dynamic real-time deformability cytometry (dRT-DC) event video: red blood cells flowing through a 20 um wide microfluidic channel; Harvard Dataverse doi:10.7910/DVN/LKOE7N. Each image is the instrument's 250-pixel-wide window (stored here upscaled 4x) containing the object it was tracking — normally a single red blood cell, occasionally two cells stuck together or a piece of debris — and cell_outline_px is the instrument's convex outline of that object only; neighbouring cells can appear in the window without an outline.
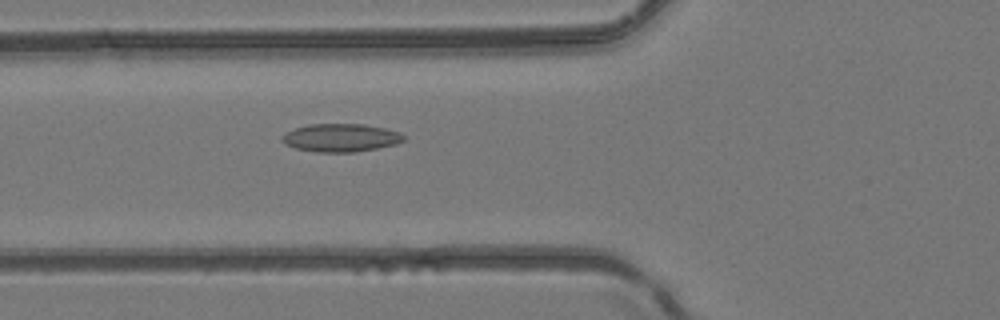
{"species": "common noctule bat (a hibernating species)", "species_latin": "Nyctalus noctula", "temperature_condition": "room temperature", "stored_images_in_passage": 51, "camera_frame_rate_fps": 3000, "um_per_image_px": 0.085, "animal": {"sex": "female", "body_mass_g": 24.6, "forearm_length_mm": 56.2}, "frame": {"image": 1, "passage_image": 20, "time_ms": 6.333, "image_size_px": [1000, 320], "cell_outline_px": [[404, 140], [396, 144], [356, 152], [316, 152], [296, 148], [284, 144], [280, 140], [280, 136], [284, 132], [308, 124], [364, 124], [384, 128], [400, 132], [404, 136]], "centroid_in_image_um": [28.92, 11.7], "position_along_channel_um": 96.9, "area_um2": 20.0}}
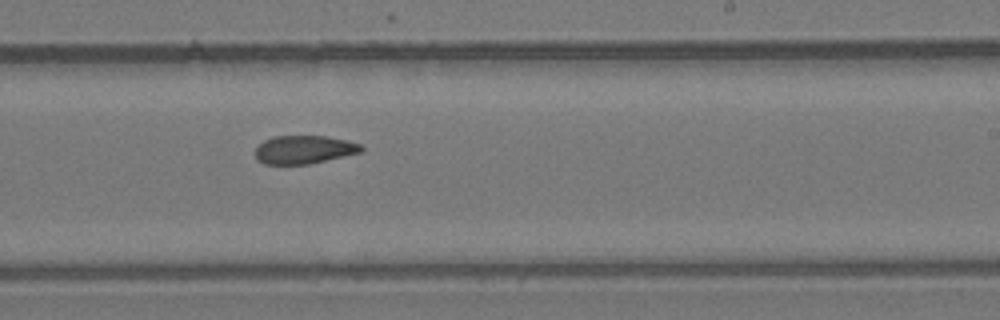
{"frame": {"image": 2, "passage_image": 32, "time_ms": 10.333, "image_size_px": [1000, 320], "cell_outline_px": [[364, 148], [360, 152], [308, 164], [264, 164], [256, 160], [256, 148], [264, 140], [272, 136], [328, 136], [360, 144]], "centroid_in_image_um": [25.8, 12.71], "position_along_channel_um": 263.2, "area_um2": 17.28}}
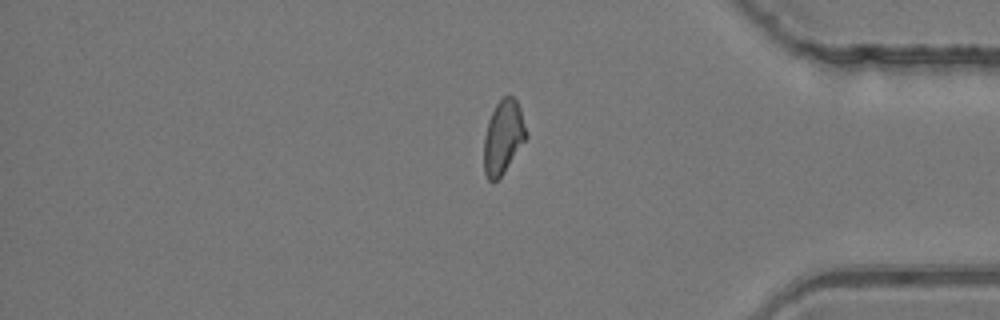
{"frame": {"image": 3, "passage_image": 43, "time_ms": 14.0, "image_size_px": [1000, 320], "cell_outline_px": [[528, 136], [504, 172], [492, 184], [488, 180], [484, 172], [484, 136], [488, 120], [496, 104], [508, 92], [516, 100], [520, 108], [528, 132]], "centroid_in_image_um": [42.77, 11.64], "position_along_channel_um": 392.4, "area_um2": 18.32}, "authors_computed_cell_mechanics": {"area_um2": 18.8428, "velocity_mm_per_s": 4.1393, "shape_relaxation_time_tau1_ms": null, "shape_relaxation_time_tau2_ms": 4.9827, "deformation_change_tau1": null, "deformation_change_tau2": 0.1047}}